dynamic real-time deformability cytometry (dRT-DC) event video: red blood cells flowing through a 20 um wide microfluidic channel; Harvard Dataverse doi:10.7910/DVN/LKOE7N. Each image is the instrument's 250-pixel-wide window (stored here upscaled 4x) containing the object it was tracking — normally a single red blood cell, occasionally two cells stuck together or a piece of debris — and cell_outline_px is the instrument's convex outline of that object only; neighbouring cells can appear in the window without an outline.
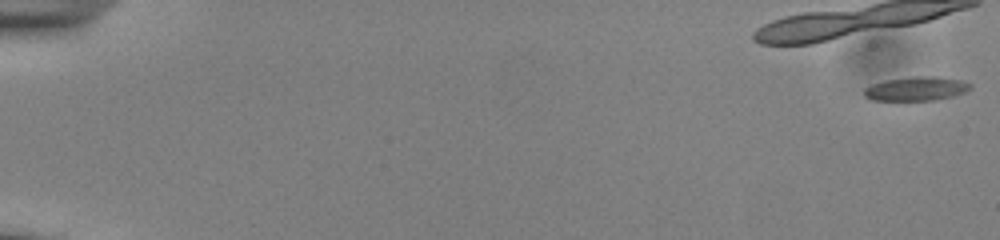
{"species": "common noctule bat (a hibernating species)", "species_latin": "Nyctalus noctula", "temperature_condition": "cold", "stored_images_in_passage": 26, "camera_frame_rate_fps": 3000, "um_per_image_px": 0.085, "animal": {"sex": "male", "body_mass_g": 13.0, "forearm_length_mm": 53.1}, "frame": {"image": 1, "passage_image": 1, "time_ms": 0.0, "image_size_px": [1000, 240], "cell_outline_px": [[972, 88], [964, 92], [952, 96], [936, 100], [872, 100], [864, 96], [864, 88], [872, 84], [888, 80], [916, 76], [936, 76], [960, 80], [972, 84]], "centroid_in_image_um": [77.89, 7.54], "position_along_channel_um": 7.1, "area_um2": 14.74}}
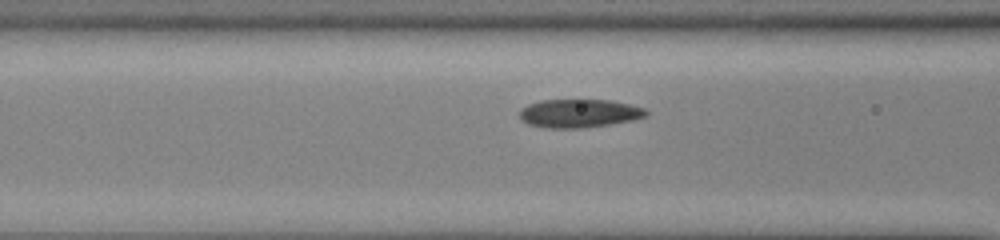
{"frame": {"image": 2, "passage_image": 20, "time_ms": 6.333, "image_size_px": [1000, 240], "cell_outline_px": [[648, 116], [632, 120], [608, 124], [580, 128], [548, 128], [528, 124], [520, 120], [520, 108], [528, 104], [540, 100], [608, 100], [628, 104], [644, 108], [648, 112]], "centroid_in_image_um": [49.19, 9.63], "position_along_channel_um": 117.4, "area_um2": 20.87}}
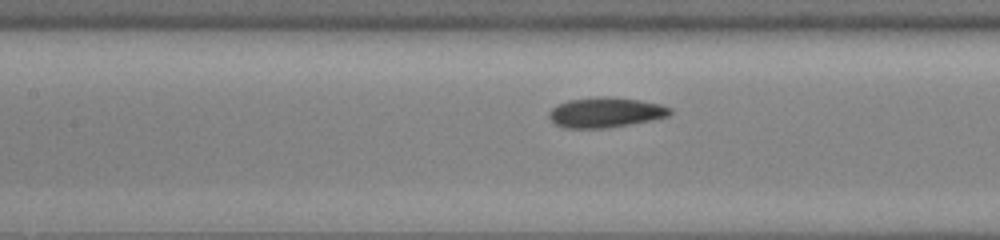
{"frame": {"image": 3, "passage_image": 23, "time_ms": 7.333, "image_size_px": [1000, 240], "cell_outline_px": [[672, 112], [668, 116], [652, 120], [604, 128], [564, 128], [556, 124], [548, 116], [548, 112], [556, 104], [568, 100], [604, 96], [640, 100], [660, 104], [672, 108]], "centroid_in_image_um": [51.46, 9.55], "position_along_channel_um": 155.9, "area_um2": 21.15}}